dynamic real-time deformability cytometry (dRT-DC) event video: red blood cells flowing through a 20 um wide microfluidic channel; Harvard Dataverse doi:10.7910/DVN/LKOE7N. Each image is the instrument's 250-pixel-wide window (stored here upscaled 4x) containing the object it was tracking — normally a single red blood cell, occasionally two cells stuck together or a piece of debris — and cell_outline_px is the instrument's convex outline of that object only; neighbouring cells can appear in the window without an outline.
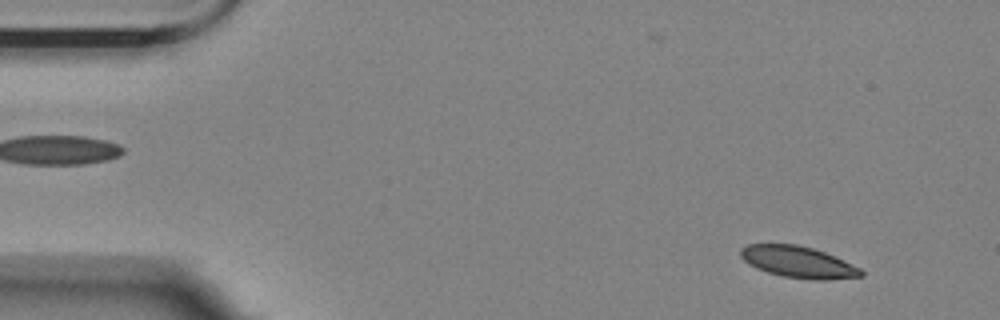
{"species": "Egyptian fruit bat (a non-hibernating species)", "species_latin": "Rousettus aegyptiacus", "temperature_condition": "room temperature", "stored_images_in_passage": 55, "camera_frame_rate_fps": 3000, "um_per_image_px": 0.085, "animal": {"sex": "female"}, "frame": {"image": 1, "passage_image": 4, "time_ms": 1.0, "image_size_px": [1000, 320], "cell_outline_px": [[864, 276], [828, 280], [812, 280], [784, 276], [768, 272], [756, 268], [748, 264], [740, 256], [740, 248], [748, 244], [796, 244], [812, 248], [824, 252], [860, 268], [864, 272]], "centroid_in_image_um": [67.83, 22.27], "position_along_channel_um": 17.2, "area_um2": 22.02}}
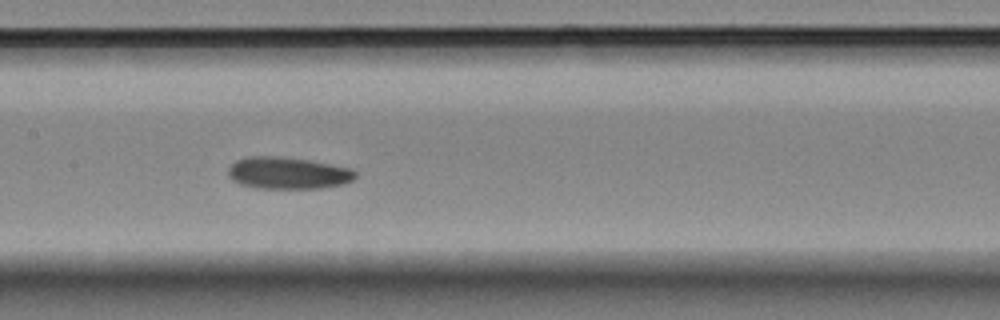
{"frame": {"image": 2, "passage_image": 26, "time_ms": 8.333, "image_size_px": [1000, 320], "cell_outline_px": [[356, 176], [352, 180], [344, 184], [320, 188], [256, 188], [240, 184], [232, 180], [228, 176], [228, 168], [236, 160], [244, 156], [280, 156], [312, 160], [352, 168], [356, 172]], "centroid_in_image_um": [24.47, 14.69], "position_along_channel_um": 182.9, "area_um2": 23.99}}
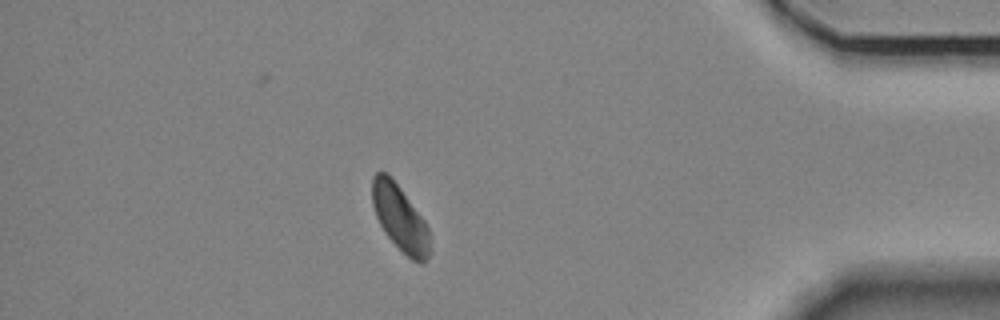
{"frame": {"image": 3, "passage_image": 48, "time_ms": 15.667, "image_size_px": [1000, 320], "cell_outline_px": [[428, 260], [412, 260], [384, 232], [376, 216], [372, 204], [372, 176], [376, 172], [388, 172], [424, 220], [428, 228]], "centroid_in_image_um": [33.95, 18.46], "position_along_channel_um": 401.3, "area_um2": 21.44}, "authors_computed_cell_mechanics": {"area_um2": 23.12, "velocity_mm_per_s": 3.5238, "shape_relaxation_time_tau1_ms": 3.5384, "shape_relaxation_time_tau2_ms": null, "deformation_change_tau1": 0.0803, "deformation_change_tau2": null}}